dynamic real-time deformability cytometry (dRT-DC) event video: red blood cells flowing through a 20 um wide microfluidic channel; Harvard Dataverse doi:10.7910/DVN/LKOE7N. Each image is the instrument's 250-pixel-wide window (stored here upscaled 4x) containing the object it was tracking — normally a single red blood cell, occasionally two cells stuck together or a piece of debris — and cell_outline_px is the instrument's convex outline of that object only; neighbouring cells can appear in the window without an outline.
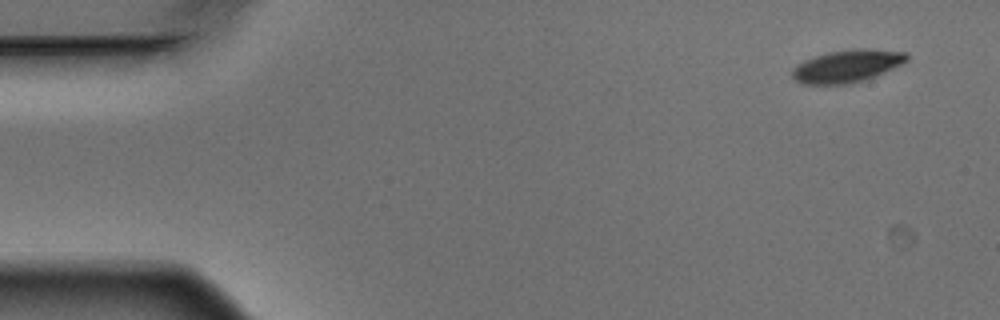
{"species": "Egyptian fruit bat (a non-hibernating species)", "species_latin": "Rousettus aegyptiacus", "temperature_condition": "warm", "stored_images_in_passage": 7, "camera_frame_rate_fps": 3000, "um_per_image_px": 0.085, "animal": {"sex": "male"}, "frame": {"image": 1, "passage_image": 1, "time_ms": 0.0, "image_size_px": [1000, 320], "cell_outline_px": [[908, 60], [884, 72], [848, 84], [804, 84], [796, 80], [792, 76], [792, 68], [796, 64], [804, 60], [828, 52], [852, 48], [868, 48], [908, 52]], "centroid_in_image_um": [71.98, 5.59], "position_along_channel_um": 13.0, "area_um2": 21.56}}
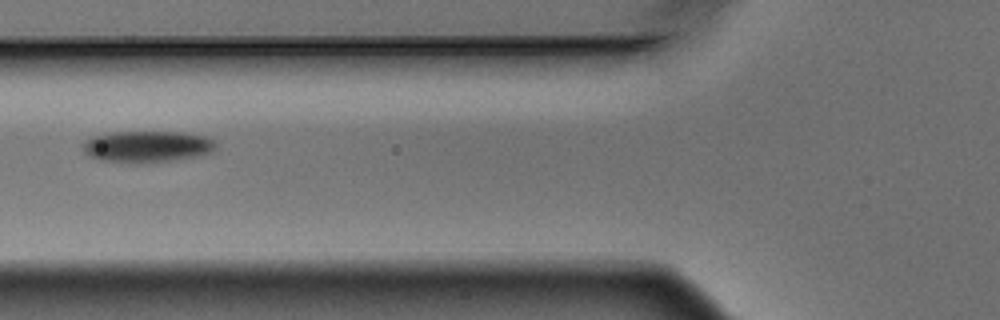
{"frame": {"image": 2, "passage_image": 6, "time_ms": 1.667, "image_size_px": [1000, 320], "cell_outline_px": [[216, 148], [212, 152], [200, 156], [172, 160], [136, 164], [132, 164], [100, 160], [88, 156], [84, 152], [84, 144], [88, 140], [96, 136], [112, 132], [184, 132], [204, 136], [212, 140], [216, 144]], "centroid_in_image_um": [12.53, 12.48], "position_along_channel_um": 113.3, "area_um2": 24.45}}
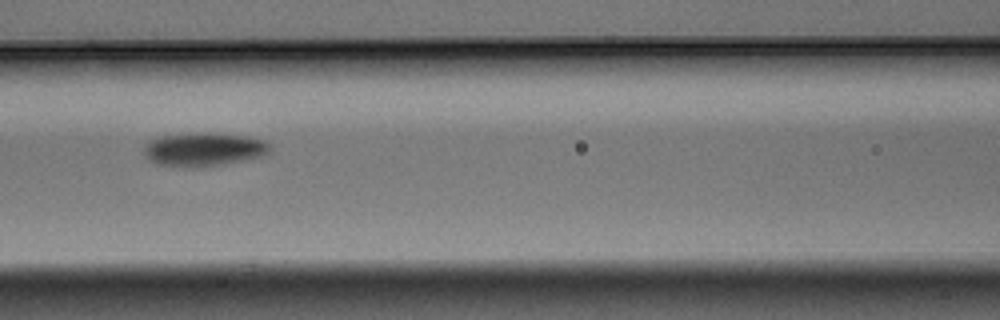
{"frame": {"image": 3, "passage_image": 7, "time_ms": 2.0, "image_size_px": [1000, 320], "cell_outline_px": [[268, 152], [264, 156], [224, 164], [196, 168], [188, 168], [160, 164], [148, 160], [144, 152], [144, 148], [148, 140], [160, 136], [204, 132], [244, 136], [264, 140], [268, 144]], "centroid_in_image_um": [17.28, 12.71], "position_along_channel_um": 149.3, "area_um2": 24.62}}